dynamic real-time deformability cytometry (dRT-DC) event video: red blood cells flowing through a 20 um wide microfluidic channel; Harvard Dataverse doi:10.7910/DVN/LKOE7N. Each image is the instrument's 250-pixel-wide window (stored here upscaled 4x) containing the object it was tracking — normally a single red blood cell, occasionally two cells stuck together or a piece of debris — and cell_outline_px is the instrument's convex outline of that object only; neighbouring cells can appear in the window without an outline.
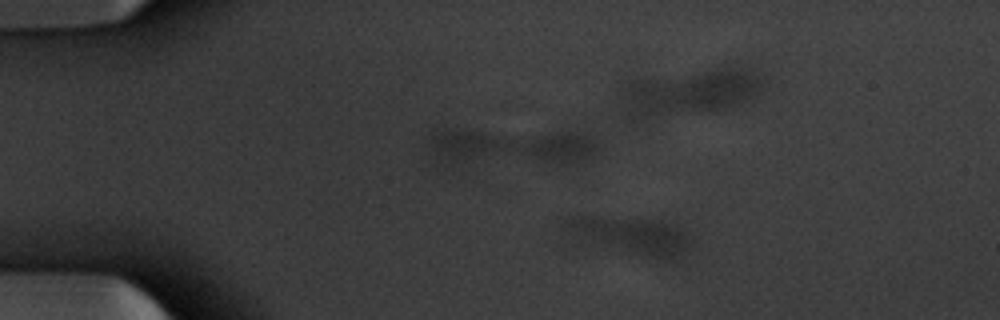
{"species": "common noctule bat (a hibernating species)", "species_latin": "Nyctalus noctula", "temperature_condition": "warm", "stored_images_in_passage": 50, "segment_of_instrument_passage": [1, 2], "camera_frame_rate_fps": 3000, "um_per_image_px": 0.085, "animal": {"sex": "male", "body_mass_g": 20.1, "forearm_length_mm": 53.5}, "frame": {"image": 1, "passage_image": 8, "time_ms": 2.333, "image_size_px": [1000, 320], "cell_outline_px": [[692, 244], [688, 252], [684, 256], [676, 260], [672, 260], [644, 256], [580, 244], [560, 228], [564, 220], [576, 216], [596, 216], [660, 220], [676, 224], [684, 228], [692, 240]], "centroid_in_image_um": [53.59, 20.04], "position_along_channel_um": 31.4, "area_um2": 29.19}}
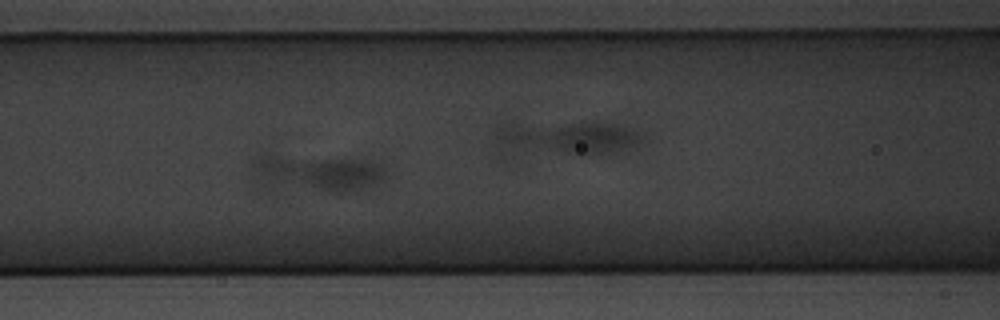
{"frame": {"image": 2, "passage_image": 21, "time_ms": 6.667, "image_size_px": [1000, 320], "cell_outline_px": [[388, 172], [376, 184], [360, 192], [260, 192], [256, 188], [252, 164], [256, 156], [268, 156], [372, 160], [384, 164]], "centroid_in_image_um": [26.82, 14.83], "position_along_channel_um": 139.8, "area_um2": 30.69}}